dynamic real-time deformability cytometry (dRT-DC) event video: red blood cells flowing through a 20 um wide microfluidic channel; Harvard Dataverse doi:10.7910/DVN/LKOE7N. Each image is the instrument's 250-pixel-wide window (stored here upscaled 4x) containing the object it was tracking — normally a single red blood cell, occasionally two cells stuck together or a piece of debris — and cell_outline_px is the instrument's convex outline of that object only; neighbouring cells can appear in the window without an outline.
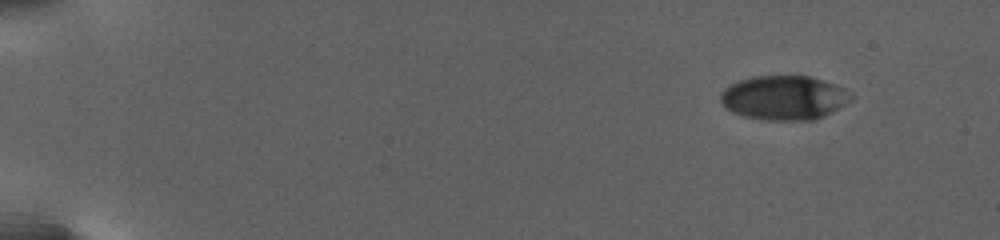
{"species": "human", "species_latin": "Homo sapiens", "temperature_condition": "warm", "stored_images_in_passage": 10, "camera_frame_rate_fps": 3000, "um_per_image_px": 0.085, "donor": {"sex": "female"}, "frame": {"image": 1, "passage_image": 1, "time_ms": 0.0, "image_size_px": [1000, 240], "cell_outline_px": [[856, 96], [852, 100], [824, 116], [812, 120], [768, 120], [744, 116], [732, 112], [720, 100], [720, 92], [724, 88], [740, 80], [752, 76], [808, 76], [836, 84], [852, 92]], "centroid_in_image_um": [66.68, 8.3], "position_along_channel_um": 18.3, "area_um2": 33.7}}
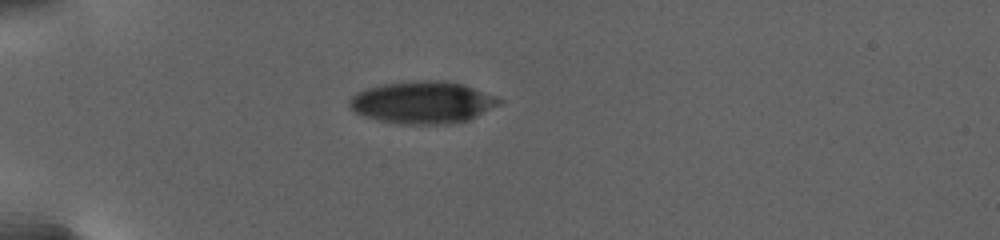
{"frame": {"image": 2, "passage_image": 6, "time_ms": 5.333, "image_size_px": [1000, 240], "cell_outline_px": [[504, 100], [500, 104], [468, 120], [444, 124], [400, 124], [380, 120], [356, 112], [348, 104], [348, 100], [356, 92], [364, 88], [380, 84], [424, 80], [448, 80], [464, 84], [496, 96]], "centroid_in_image_um": [35.93, 8.68], "position_along_channel_um": 49.1, "area_um2": 36.82}}
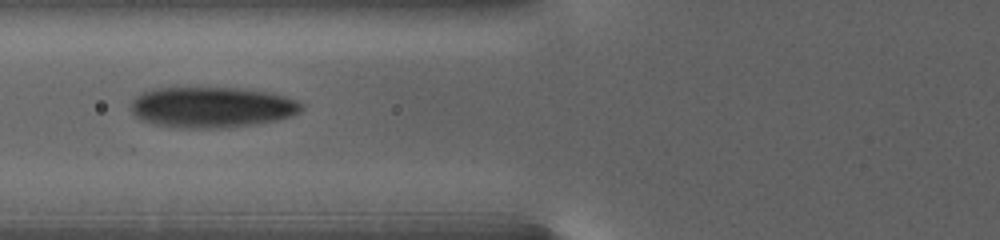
{"frame": {"image": 3, "passage_image": 9, "time_ms": 8.667, "image_size_px": [1000, 240], "cell_outline_px": [[304, 108], [300, 112], [276, 120], [256, 124], [220, 128], [184, 128], [156, 124], [144, 120], [136, 116], [132, 112], [132, 100], [136, 96], [144, 92], [156, 88], [172, 84], [244, 88], [268, 92], [284, 96], [296, 100], [304, 104]], "centroid_in_image_um": [17.98, 9.06], "position_along_channel_um": 107.8, "area_um2": 41.56}}